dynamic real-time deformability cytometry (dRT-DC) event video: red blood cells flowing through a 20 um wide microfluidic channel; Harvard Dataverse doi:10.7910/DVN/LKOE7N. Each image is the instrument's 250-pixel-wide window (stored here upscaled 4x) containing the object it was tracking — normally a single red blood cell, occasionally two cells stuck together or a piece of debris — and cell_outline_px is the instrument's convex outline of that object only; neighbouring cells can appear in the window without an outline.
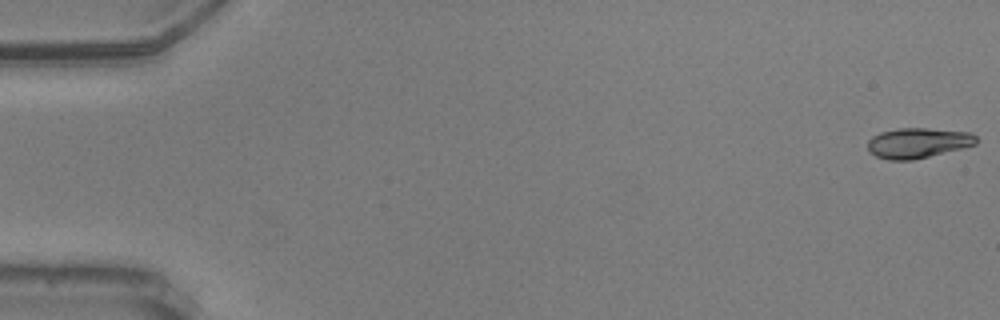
{"species": "common noctule bat (a hibernating species)", "species_latin": "Nyctalus noctula", "temperature_condition": "warm", "stored_images_in_passage": 50, "camera_frame_rate_fps": 3000, "um_per_image_px": 0.085, "animal": {"sex": "male", "body_mass_g": 20.5, "forearm_length_mm": 52.5}, "frame": {"image": 1, "passage_image": 1, "time_ms": 0.0, "image_size_px": [1000, 320], "cell_outline_px": [[976, 144], [912, 160], [888, 160], [876, 156], [868, 148], [868, 140], [872, 136], [880, 132], [900, 128], [928, 128], [972, 132], [976, 136]], "centroid_in_image_um": [78.01, 12.13], "position_along_channel_um": 7.0, "area_um2": 18.9}}
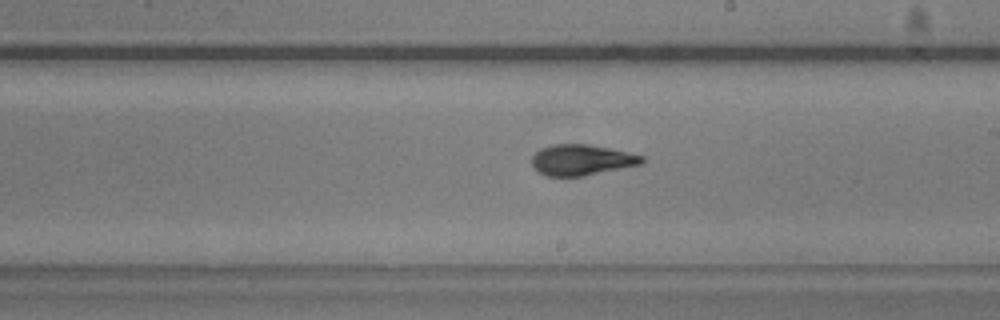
{"frame": {"image": 2, "passage_image": 33, "time_ms": 10.667, "image_size_px": [1000, 320], "cell_outline_px": [[644, 160], [640, 164], [584, 176], [548, 176], [540, 172], [532, 164], [532, 156], [540, 148], [552, 144], [588, 144], [608, 148], [644, 156]], "centroid_in_image_um": [49.41, 13.59], "position_along_channel_um": 239.6, "area_um2": 19.48}}
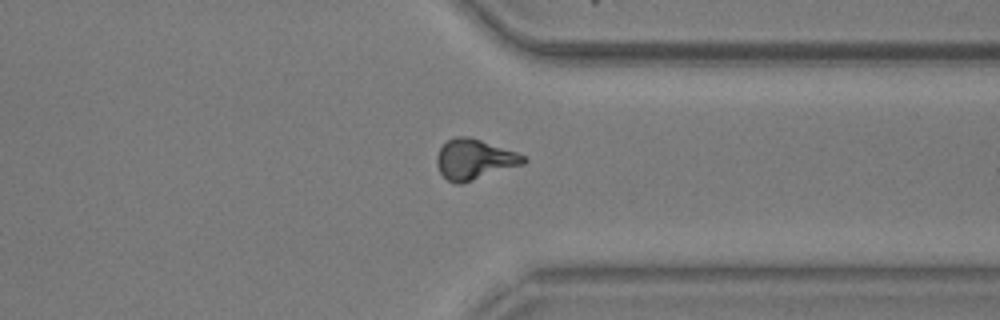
{"frame": {"image": 3, "passage_image": 44, "time_ms": 14.333, "image_size_px": [1000, 320], "cell_outline_px": [[528, 160], [524, 164], [460, 184], [456, 184], [448, 180], [440, 172], [436, 164], [436, 156], [440, 148], [448, 140], [456, 136], [468, 136], [516, 152], [524, 156]], "centroid_in_image_um": [40.3, 13.55], "position_along_channel_um": 371.1, "area_um2": 20.11}}